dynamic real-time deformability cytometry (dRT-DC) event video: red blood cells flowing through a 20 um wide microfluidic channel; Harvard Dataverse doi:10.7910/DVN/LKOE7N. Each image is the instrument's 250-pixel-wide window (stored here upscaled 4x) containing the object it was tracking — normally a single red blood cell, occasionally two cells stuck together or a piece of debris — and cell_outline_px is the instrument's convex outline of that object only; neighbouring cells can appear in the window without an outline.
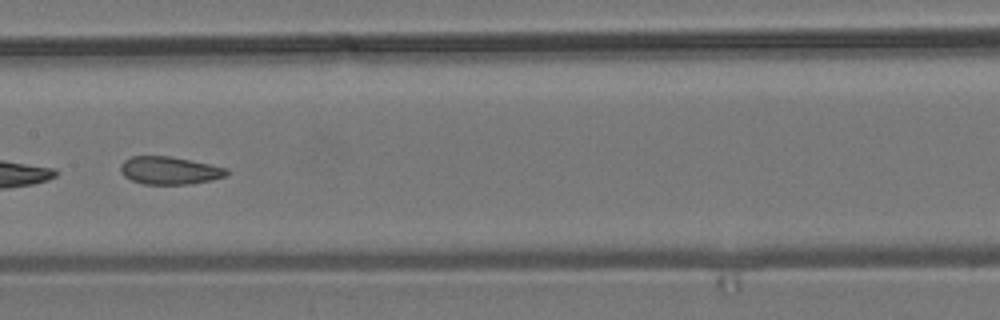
{"species": "common noctule bat (a hibernating species)", "species_latin": "Nyctalus noctula", "temperature_condition": "room temperature", "stored_images_in_passage": 8, "camera_frame_rate_fps": 3000, "um_per_image_px": 0.085, "animal": {"sex": "male", "body_mass_g": 19.2, "forearm_length_mm": 51.8}, "frame": {"image": 1, "passage_image": 7, "time_ms": 7.0, "image_size_px": [1000, 320], "cell_outline_px": [[228, 172], [224, 176], [212, 180], [188, 184], [144, 184], [132, 180], [124, 176], [120, 172], [120, 164], [124, 160], [132, 156], [172, 156], [228, 168]], "centroid_in_image_um": [14.38, 14.48], "position_along_channel_um": 193.0, "area_um2": 17.17}}
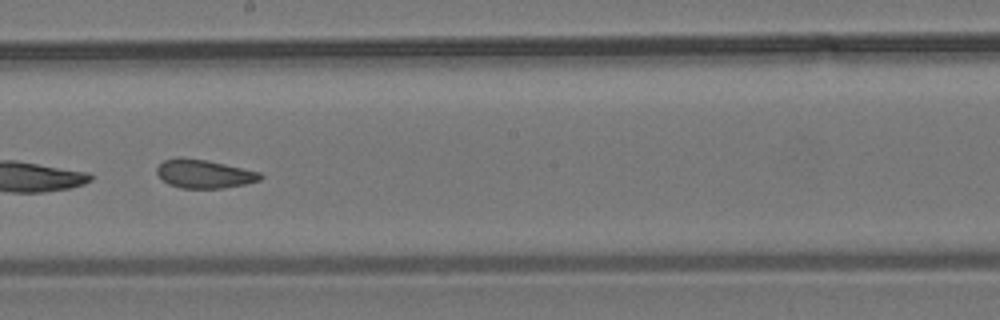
{"frame": {"image": 2, "passage_image": 8, "time_ms": 8.0, "image_size_px": [1000, 320], "cell_outline_px": [[264, 176], [260, 180], [244, 184], [224, 188], [180, 188], [168, 184], [160, 180], [156, 172], [156, 168], [164, 160], [176, 156], [180, 156], [208, 160], [260, 172]], "centroid_in_image_um": [17.3, 14.76], "position_along_channel_um": 230.9, "area_um2": 17.51}}